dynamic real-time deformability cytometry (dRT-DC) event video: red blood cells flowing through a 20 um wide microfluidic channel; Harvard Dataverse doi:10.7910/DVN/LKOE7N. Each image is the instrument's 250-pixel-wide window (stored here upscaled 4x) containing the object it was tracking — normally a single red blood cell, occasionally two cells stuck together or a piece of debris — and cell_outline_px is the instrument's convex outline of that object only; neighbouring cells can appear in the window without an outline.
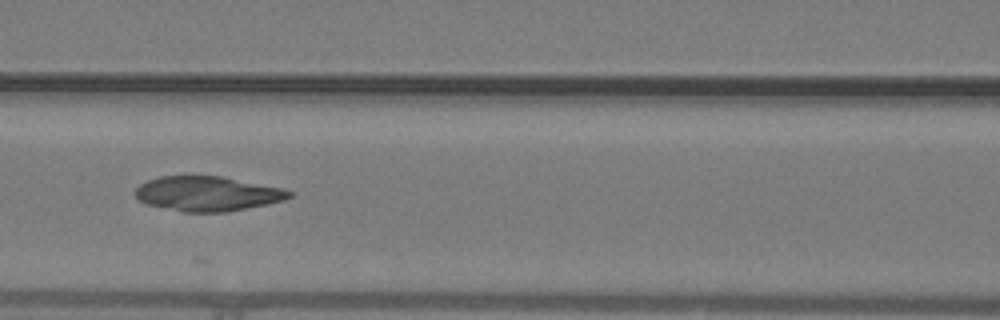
{"species": "common noctule bat (a hibernating species)", "species_latin": "Nyctalus noctula", "temperature_condition": "warm", "stored_images_in_passage": 19, "camera_frame_rate_fps": 3000, "um_per_image_px": 0.085, "animal": {"sex": "male", "body_mass_g": 19.2, "forearm_length_mm": 51.8}, "frame": {"image": 1, "passage_image": 9, "time_ms": 2.667, "image_size_px": [1000, 320], "cell_outline_px": [[292, 196], [284, 200], [224, 212], [184, 212], [144, 204], [136, 196], [136, 188], [140, 184], [148, 180], [160, 176], [220, 176], [280, 188], [292, 192]], "centroid_in_image_um": [17.57, 16.46], "position_along_channel_um": 149.0, "area_um2": 30.69}}
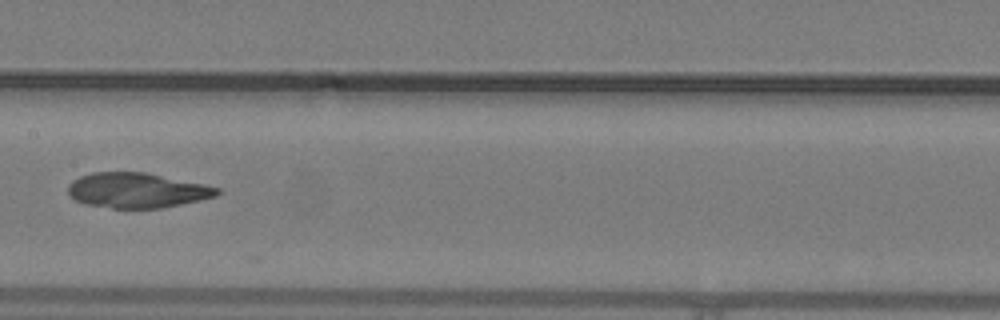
{"frame": {"image": 2, "passage_image": 12, "time_ms": 3.667, "image_size_px": [1000, 320], "cell_outline_px": [[220, 192], [216, 196], [200, 200], [160, 208], [112, 208], [84, 204], [76, 200], [68, 192], [68, 184], [72, 180], [80, 176], [92, 172], [148, 172], [204, 184], [220, 188]], "centroid_in_image_um": [11.64, 16.17], "position_along_channel_um": 195.8, "area_um2": 30.52}}
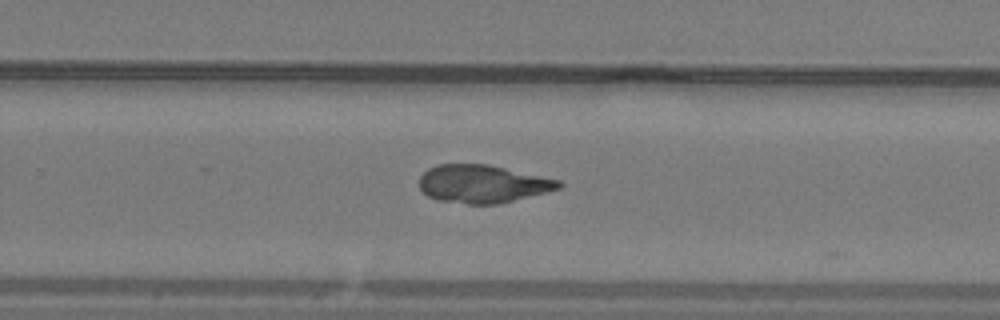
{"frame": {"image": 3, "passage_image": 18, "time_ms": 5.667, "image_size_px": [1000, 320], "cell_outline_px": [[564, 184], [560, 188], [500, 204], [468, 204], [436, 200], [428, 196], [420, 188], [420, 176], [428, 168], [440, 164], [488, 164], [560, 180]], "centroid_in_image_um": [41.02, 15.63], "position_along_channel_um": 288.8, "area_um2": 30.81}}